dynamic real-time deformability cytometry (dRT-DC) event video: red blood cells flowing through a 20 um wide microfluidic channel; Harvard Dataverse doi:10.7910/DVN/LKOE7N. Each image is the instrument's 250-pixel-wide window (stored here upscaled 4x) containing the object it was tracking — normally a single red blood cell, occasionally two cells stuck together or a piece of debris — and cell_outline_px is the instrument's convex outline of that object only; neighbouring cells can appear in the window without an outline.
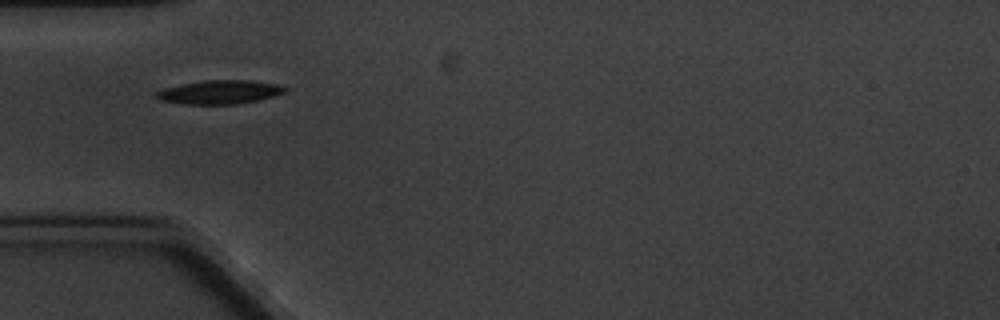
{"species": "common noctule bat (a hibernating species)", "species_latin": "Nyctalus noctula", "temperature_condition": "cold", "stored_images_in_passage": 4, "camera_frame_rate_fps": 3000, "um_per_image_px": 0.085, "animal": {"sex": "male", "body_mass_g": 20.1, "forearm_length_mm": 53.5}, "frame": {"image": 1, "passage_image": 1, "time_ms": 0.0, "image_size_px": [1000, 320], "cell_outline_px": [[288, 92], [260, 100], [236, 104], [184, 104], [160, 100], [156, 96], [156, 92], [164, 88], [180, 84], [204, 80], [252, 80], [280, 84], [288, 88]], "centroid_in_image_um": [18.74, 7.82], "position_along_channel_um": 66.3, "area_um2": 18.03}}
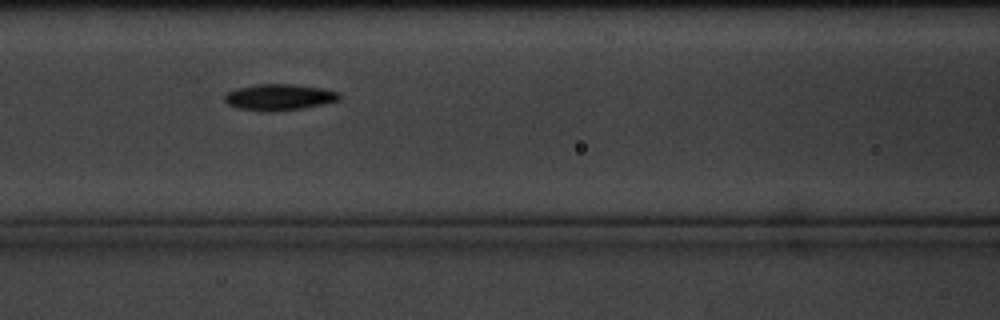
{"frame": {"image": 2, "passage_image": 3, "time_ms": 2.333, "image_size_px": [1000, 320], "cell_outline_px": [[340, 100], [324, 104], [300, 108], [240, 108], [228, 104], [224, 100], [224, 96], [228, 92], [236, 88], [256, 84], [292, 84], [320, 88], [340, 92]], "centroid_in_image_um": [23.78, 8.2], "position_along_channel_um": 142.8, "area_um2": 16.53}}